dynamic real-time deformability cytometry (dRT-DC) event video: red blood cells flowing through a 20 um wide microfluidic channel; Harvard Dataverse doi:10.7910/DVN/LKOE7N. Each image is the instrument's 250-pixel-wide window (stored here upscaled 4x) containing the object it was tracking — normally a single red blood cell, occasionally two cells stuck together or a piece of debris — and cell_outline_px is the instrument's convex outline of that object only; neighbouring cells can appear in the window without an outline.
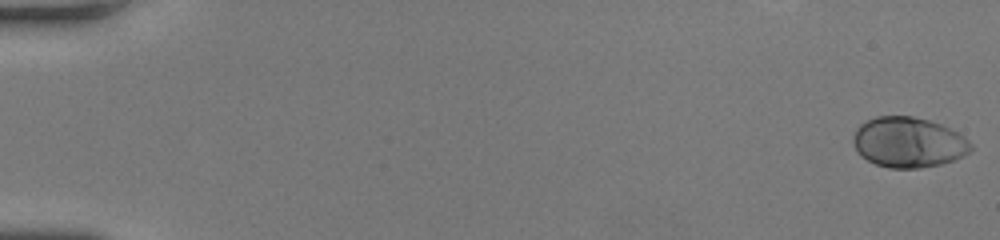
{"species": "human", "species_latin": "Homo sapiens", "temperature_condition": "room temperature", "stored_images_in_passage": 51, "camera_frame_rate_fps": 3000, "um_per_image_px": 0.085, "donor": {"sex": "female"}, "frame": {"image": 1, "passage_image": 1, "time_ms": 0.0, "image_size_px": [1000, 240], "cell_outline_px": [[972, 152], [964, 156], [940, 164], [920, 168], [888, 168], [876, 164], [860, 156], [856, 152], [852, 140], [852, 136], [856, 128], [860, 124], [876, 116], [912, 116], [928, 120], [940, 124], [964, 136], [972, 144]], "centroid_in_image_um": [77.19, 12.1], "position_along_channel_um": 7.8, "area_um2": 34.68}}
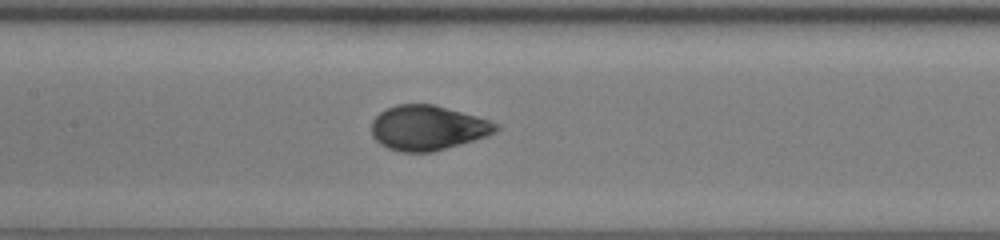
{"frame": {"image": 2, "passage_image": 26, "time_ms": 8.333, "image_size_px": [1000, 240], "cell_outline_px": [[500, 128], [496, 132], [488, 136], [432, 152], [400, 152], [388, 148], [380, 144], [372, 136], [372, 120], [384, 108], [396, 104], [432, 104], [476, 116], [500, 124]], "centroid_in_image_um": [36.34, 10.86], "position_along_channel_um": 171.1, "area_um2": 32.54}}
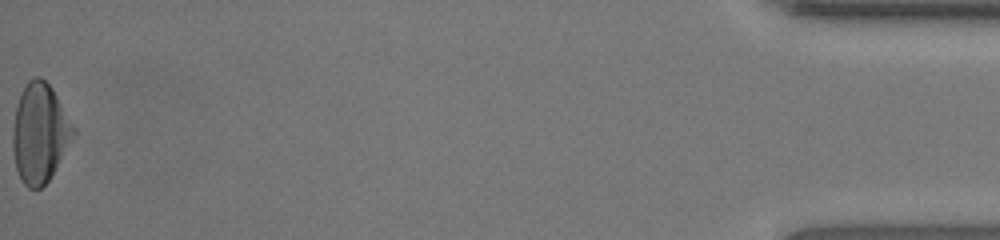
{"frame": {"image": 3, "passage_image": 51, "time_ms": 16.667, "image_size_px": [1000, 240], "cell_outline_px": [[76, 132], [56, 168], [48, 180], [40, 188], [28, 188], [24, 184], [16, 168], [12, 148], [12, 132], [16, 108], [20, 96], [28, 80], [36, 76], [40, 76], [52, 88], [76, 128]], "centroid_in_image_um": [3.39, 11.3], "position_along_channel_um": 431.8, "area_um2": 34.74}, "authors_computed_cell_mechanics": {"area_um2": 33.1194, "velocity_mm_per_s": 4.2386, "shape_relaxation_time_tau1_ms": 2.7807, "shape_relaxation_time_tau2_ms": null, "deformation_change_tau1": 0.1874, "deformation_change_tau2": null}}